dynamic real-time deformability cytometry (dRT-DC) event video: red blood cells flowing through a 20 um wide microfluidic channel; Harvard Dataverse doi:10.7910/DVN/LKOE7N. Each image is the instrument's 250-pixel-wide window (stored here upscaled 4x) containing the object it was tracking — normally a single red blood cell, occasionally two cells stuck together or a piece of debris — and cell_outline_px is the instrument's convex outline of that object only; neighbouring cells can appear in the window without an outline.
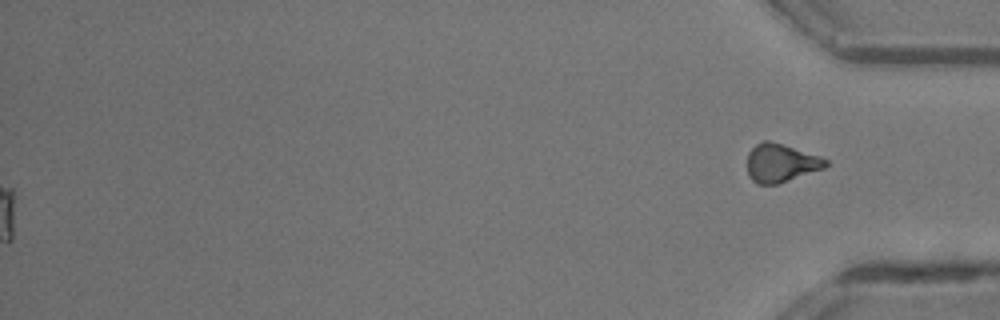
{"species": "common noctule bat (a hibernating species)", "species_latin": "Nyctalus noctula", "temperature_condition": "room temperature", "stored_images_in_passage": 45, "segment_of_instrument_passage": [2, 2], "camera_frame_rate_fps": 3000, "um_per_image_px": 0.085, "animal": {"sex": "male", "body_mass_g": 13.3}, "frame": {"image": 1, "passage_image": 45, "time_ms": 14.667, "image_size_px": [1000, 320], "cell_outline_px": [[828, 164], [824, 168], [776, 184], [756, 184], [752, 180], [748, 172], [748, 152], [756, 144], [764, 140], [768, 140], [820, 156], [828, 160]], "centroid_in_image_um": [66.36, 13.85], "position_along_channel_um": 368.8, "area_um2": 17.22}}